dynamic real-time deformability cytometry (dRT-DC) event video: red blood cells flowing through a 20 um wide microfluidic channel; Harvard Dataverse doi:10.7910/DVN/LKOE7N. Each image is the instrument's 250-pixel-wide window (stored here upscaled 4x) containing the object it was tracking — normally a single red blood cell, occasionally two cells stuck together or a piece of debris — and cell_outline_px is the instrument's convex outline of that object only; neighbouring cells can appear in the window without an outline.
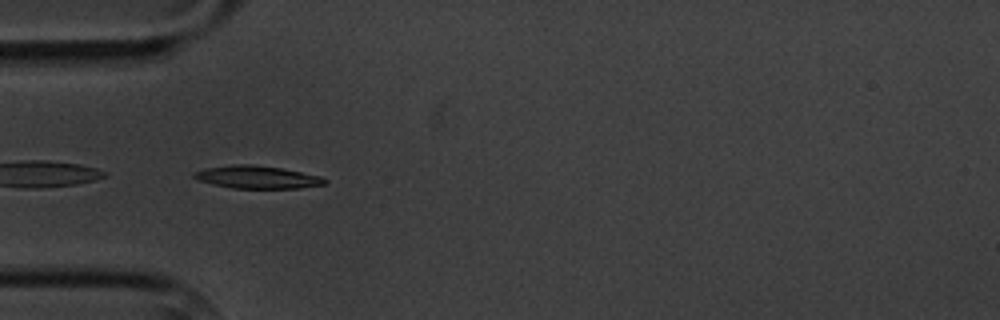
{"species": "common noctule bat (a hibernating species)", "species_latin": "Nyctalus noctula", "temperature_condition": "cold", "stored_images_in_passage": 5, "camera_frame_rate_fps": 3000, "um_per_image_px": 0.085, "animal": {"sex": "male", "body_mass_g": 20.1, "forearm_length_mm": 53.5}, "frame": {"image": 1, "passage_image": 4, "time_ms": 3.667, "image_size_px": [1000, 320], "cell_outline_px": [[328, 180], [324, 184], [300, 188], [232, 188], [196, 180], [192, 176], [192, 172], [204, 168], [236, 164], [252, 164], [280, 168], [320, 176]], "centroid_in_image_um": [21.8, 15.05], "position_along_channel_um": 63.2, "area_um2": 17.22}}